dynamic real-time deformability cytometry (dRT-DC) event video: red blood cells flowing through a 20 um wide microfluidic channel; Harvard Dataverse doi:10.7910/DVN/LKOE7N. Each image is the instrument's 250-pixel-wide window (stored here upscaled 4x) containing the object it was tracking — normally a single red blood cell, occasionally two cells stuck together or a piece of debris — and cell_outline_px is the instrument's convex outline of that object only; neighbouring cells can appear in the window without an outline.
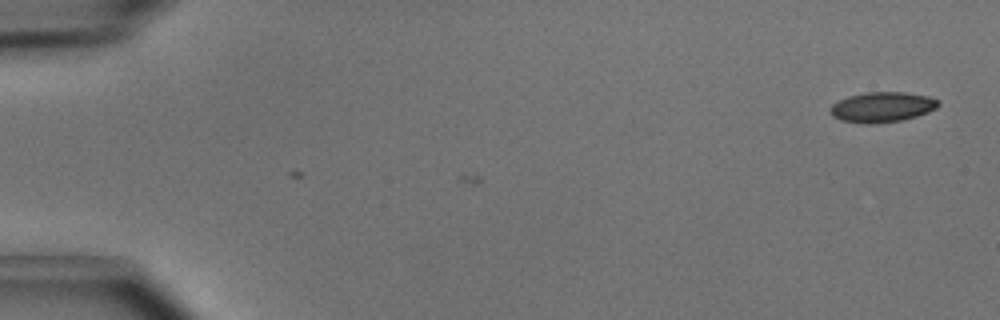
{"species": "common noctule bat (a hibernating species)", "species_latin": "Nyctalus noctula", "temperature_condition": "cold", "stored_images_in_passage": 2, "camera_frame_rate_fps": 3000, "um_per_image_px": 0.085, "animal": {"sex": "male", "body_mass_g": 15.6}, "frame": {"image": 1, "passage_image": 1, "time_ms": 0.0, "image_size_px": [1000, 320], "cell_outline_px": [[940, 104], [936, 108], [928, 112], [904, 120], [872, 124], [864, 124], [840, 120], [832, 116], [828, 112], [832, 104], [848, 96], [868, 92], [904, 92], [928, 96], [940, 100]], "centroid_in_image_um": [74.98, 9.11], "position_along_channel_um": 10.0, "area_um2": 19.19}}